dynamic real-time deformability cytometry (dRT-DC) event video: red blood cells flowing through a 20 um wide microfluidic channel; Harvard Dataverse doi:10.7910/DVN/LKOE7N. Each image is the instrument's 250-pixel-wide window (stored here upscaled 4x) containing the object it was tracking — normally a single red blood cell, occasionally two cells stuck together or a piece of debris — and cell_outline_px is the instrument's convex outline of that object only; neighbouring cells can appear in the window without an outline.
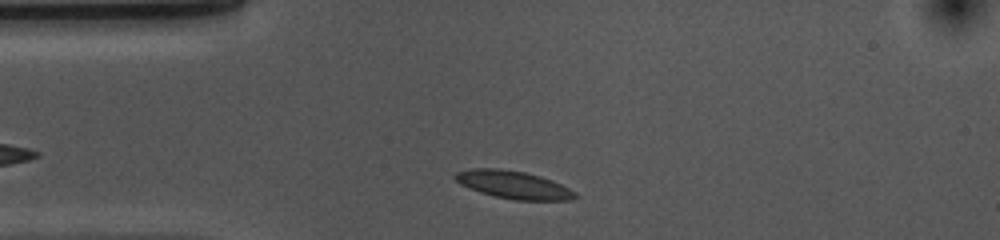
{"species": "common noctule bat (a hibernating species)", "species_latin": "Nyctalus noctula", "temperature_condition": "cold", "stored_images_in_passage": 33, "camera_frame_rate_fps": 3000, "um_per_image_px": 0.085, "animal": {"sex": "female", "body_mass_g": 10.0, "forearm_length_mm": 53.1}, "frame": {"image": 1, "passage_image": 3, "time_ms": 0.667, "image_size_px": [1000, 240], "cell_outline_px": [[580, 196], [572, 200], [516, 200], [496, 196], [480, 192], [468, 188], [460, 184], [452, 176], [456, 172], [472, 168], [500, 168], [524, 172], [540, 176], [552, 180], [576, 192]], "centroid_in_image_um": [43.64, 15.7], "position_along_channel_um": 41.4, "area_um2": 19.48}}
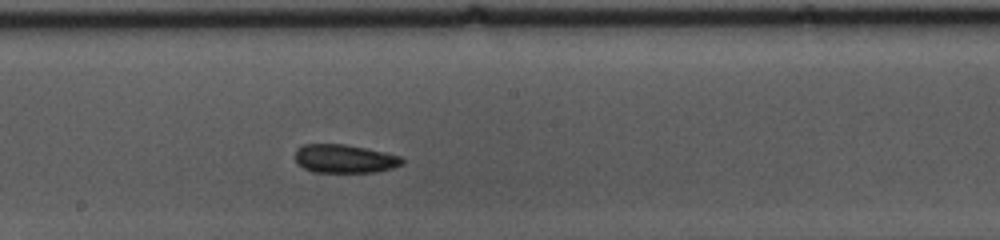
{"frame": {"image": 2, "passage_image": 19, "time_ms": 6.0, "image_size_px": [1000, 240], "cell_outline_px": [[404, 164], [392, 168], [376, 172], [312, 172], [296, 164], [296, 148], [304, 144], [344, 144], [384, 152], [400, 156], [404, 160]], "centroid_in_image_um": [29.27, 13.5], "position_along_channel_um": 218.9, "area_um2": 17.8}}
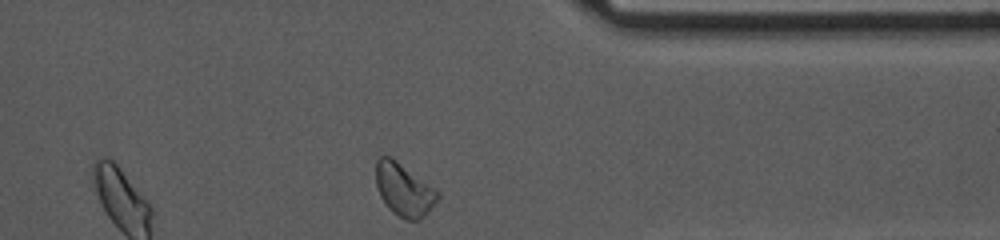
{"frame": {"image": 3, "passage_image": 33, "time_ms": 10.667, "image_size_px": [1000, 240], "cell_outline_px": [[440, 196], [424, 216], [420, 220], [408, 220], [392, 212], [388, 208], [380, 196], [376, 184], [376, 160], [380, 156], [388, 156], [396, 160], [436, 188], [440, 192]], "centroid_in_image_um": [34.34, 16.12], "position_along_channel_um": 377.1, "area_um2": 18.9}, "authors_computed_cell_mechanics": {"area_um2": 18.1492, "velocity_mm_per_s": 3.6248, "shape_relaxation_time_tau1_ms": null, "shape_relaxation_time_tau2_ms": 8.172, "deformation_change_tau1": null, "deformation_change_tau2": 0.1163}}